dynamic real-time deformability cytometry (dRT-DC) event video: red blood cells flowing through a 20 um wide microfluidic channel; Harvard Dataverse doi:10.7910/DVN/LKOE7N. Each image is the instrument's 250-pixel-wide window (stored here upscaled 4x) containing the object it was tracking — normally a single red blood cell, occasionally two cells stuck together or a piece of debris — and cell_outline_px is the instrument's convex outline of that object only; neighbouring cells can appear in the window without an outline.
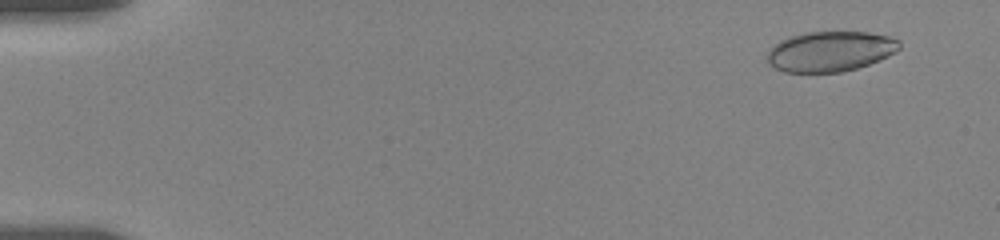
{"species": "human", "species_latin": "Homo sapiens", "temperature_condition": "room temperature", "stored_images_in_passage": 59, "camera_frame_rate_fps": 3000, "um_per_image_px": 0.085, "donor": {"sex": "female"}, "frame": {"image": 1, "passage_image": 3, "time_ms": 0.667, "image_size_px": [1000, 240], "cell_outline_px": [[900, 48], [896, 52], [888, 56], [868, 64], [856, 68], [840, 72], [784, 72], [768, 64], [768, 52], [780, 40], [788, 36], [804, 32], [868, 32], [888, 36], [900, 40]], "centroid_in_image_um": [70.57, 4.36], "position_along_channel_um": 14.4, "area_um2": 30.92}}
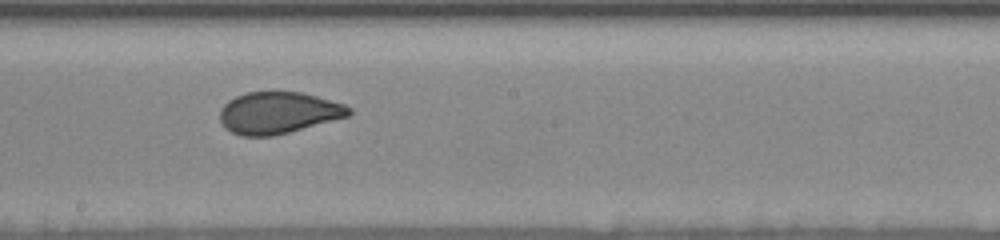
{"frame": {"image": 2, "passage_image": 30, "time_ms": 10.0, "image_size_px": [1000, 240], "cell_outline_px": [[352, 112], [348, 116], [288, 132], [272, 136], [240, 136], [232, 132], [220, 120], [220, 108], [228, 100], [236, 96], [248, 92], [300, 92], [316, 96], [344, 104], [352, 108]], "centroid_in_image_um": [23.64, 9.58], "position_along_channel_um": 224.6, "area_um2": 31.04}}
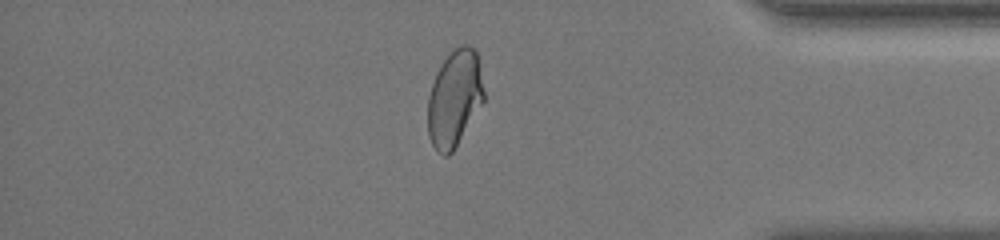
{"frame": {"image": 3, "passage_image": 51, "time_ms": 15.333, "image_size_px": [1000, 240], "cell_outline_px": [[484, 100], [452, 152], [448, 156], [444, 156], [432, 144], [428, 136], [428, 96], [436, 72], [440, 64], [460, 44], [468, 44], [476, 52], [484, 92]], "centroid_in_image_um": [38.61, 8.36], "position_along_channel_um": 396.6, "area_um2": 31.04}}